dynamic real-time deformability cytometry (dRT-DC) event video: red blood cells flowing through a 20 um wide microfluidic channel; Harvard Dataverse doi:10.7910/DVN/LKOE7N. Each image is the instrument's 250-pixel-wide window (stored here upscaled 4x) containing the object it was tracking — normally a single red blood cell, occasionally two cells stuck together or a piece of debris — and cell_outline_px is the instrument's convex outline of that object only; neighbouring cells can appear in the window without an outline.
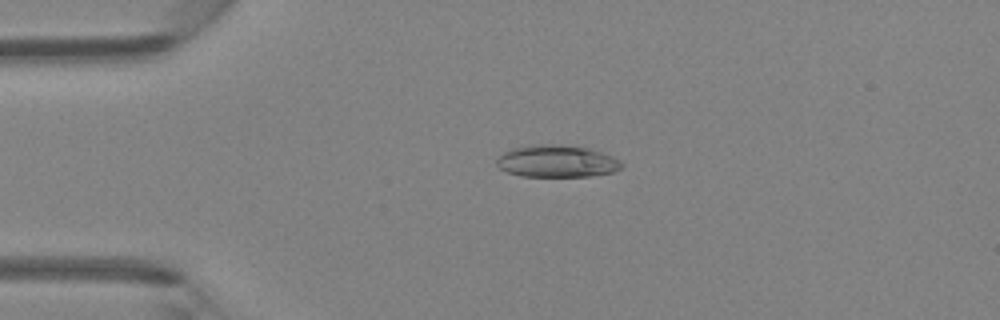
{"species": "Egyptian fruit bat (a non-hibernating species)", "species_latin": "Rousettus aegyptiacus", "temperature_condition": "room temperature", "stored_images_in_passage": 45, "camera_frame_rate_fps": 3000, "um_per_image_px": 0.085, "animal": {"sex": "female"}, "frame": {"image": 1, "passage_image": 10, "time_ms": 3.0, "image_size_px": [1000, 320], "cell_outline_px": [[624, 164], [620, 168], [612, 172], [592, 176], [520, 176], [508, 172], [500, 168], [496, 164], [496, 160], [504, 152], [512, 148], [536, 144], [560, 144], [588, 148], [612, 156], [620, 160]], "centroid_in_image_um": [47.33, 13.7], "position_along_channel_um": 37.7, "area_um2": 23.35}}
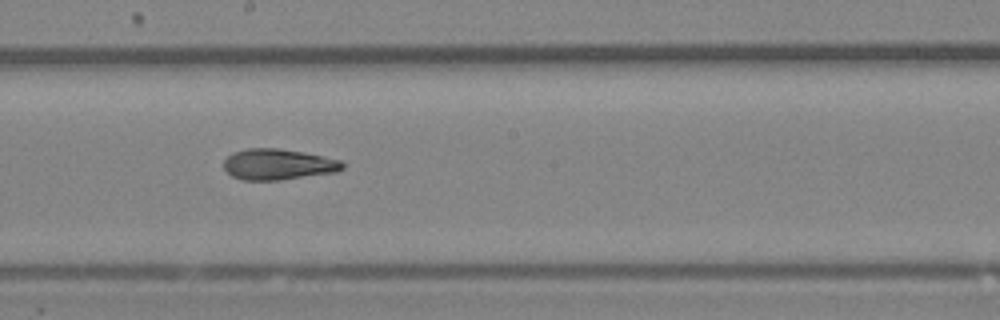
{"frame": {"image": 2, "passage_image": 25, "time_ms": 8.0, "image_size_px": [1000, 320], "cell_outline_px": [[344, 168], [336, 172], [280, 180], [240, 180], [232, 176], [224, 168], [224, 160], [232, 152], [248, 148], [280, 148], [304, 152], [344, 160]], "centroid_in_image_um": [23.66, 13.96], "position_along_channel_um": 224.5, "area_um2": 21.62}}
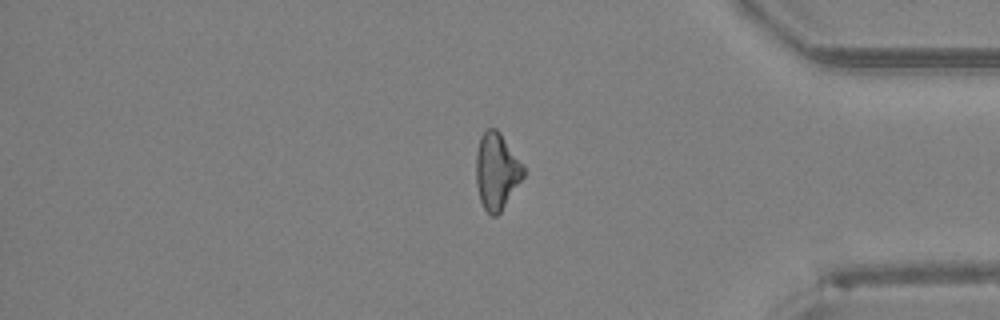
{"frame": {"image": 3, "passage_image": 38, "time_ms": 12.333, "image_size_px": [1000, 320], "cell_outline_px": [[524, 176], [500, 212], [496, 216], [492, 216], [484, 208], [480, 200], [476, 184], [476, 152], [480, 136], [488, 128], [496, 128], [500, 132], [524, 164]], "centroid_in_image_um": [42.21, 14.52], "position_along_channel_um": 393.0, "area_um2": 21.15}}